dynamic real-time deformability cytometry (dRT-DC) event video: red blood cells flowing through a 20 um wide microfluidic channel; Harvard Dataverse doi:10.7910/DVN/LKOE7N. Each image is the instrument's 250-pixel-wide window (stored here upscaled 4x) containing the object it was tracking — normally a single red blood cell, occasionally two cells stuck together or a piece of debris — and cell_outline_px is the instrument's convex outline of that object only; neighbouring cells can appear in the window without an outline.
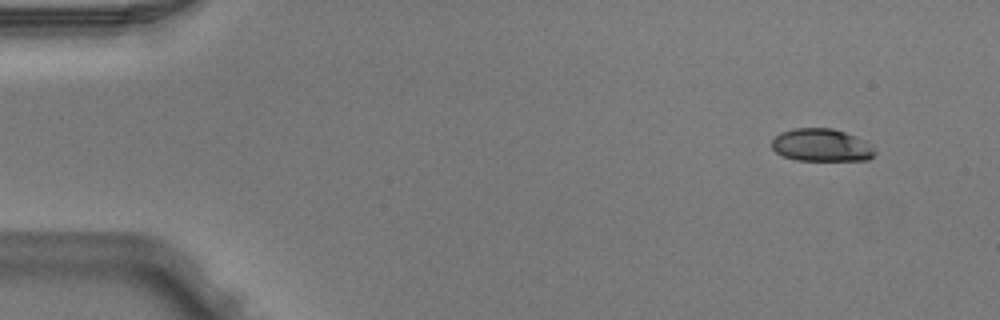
{"species": "Egyptian fruit bat (a non-hibernating species)", "species_latin": "Rousettus aegyptiacus", "temperature_condition": "warm", "stored_images_in_passage": 3, "camera_frame_rate_fps": 3000, "um_per_image_px": 0.085, "animal": {"sex": "male"}, "frame": {"image": 1, "passage_image": 1, "time_ms": 0.0, "image_size_px": [1000, 320], "cell_outline_px": [[876, 152], [868, 160], [796, 160], [784, 156], [776, 152], [772, 148], [772, 140], [780, 132], [792, 128], [832, 128], [856, 136], [872, 144]], "centroid_in_image_um": [69.83, 12.33], "position_along_channel_um": 15.2, "area_um2": 19.71}}
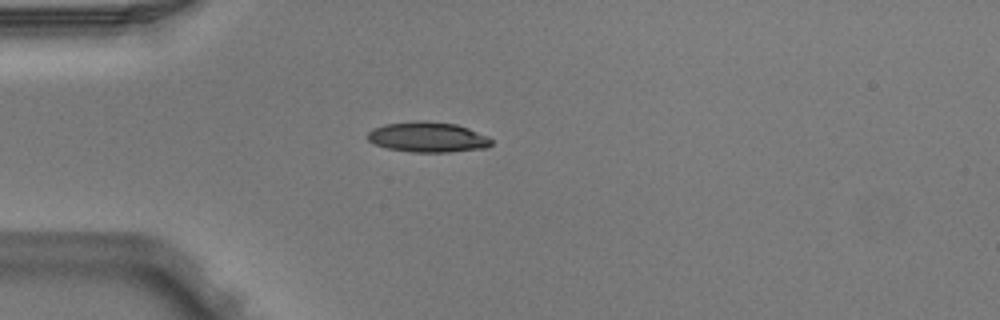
{"frame": {"image": 2, "passage_image": 3, "time_ms": 0.667, "image_size_px": [1000, 320], "cell_outline_px": [[492, 144], [488, 148], [448, 152], [412, 152], [388, 148], [376, 144], [368, 140], [368, 132], [372, 128], [384, 124], [420, 120], [424, 120], [456, 124], [468, 128], [488, 136], [492, 140]], "centroid_in_image_um": [36.38, 11.65], "position_along_channel_um": 48.6, "area_um2": 21.91}}